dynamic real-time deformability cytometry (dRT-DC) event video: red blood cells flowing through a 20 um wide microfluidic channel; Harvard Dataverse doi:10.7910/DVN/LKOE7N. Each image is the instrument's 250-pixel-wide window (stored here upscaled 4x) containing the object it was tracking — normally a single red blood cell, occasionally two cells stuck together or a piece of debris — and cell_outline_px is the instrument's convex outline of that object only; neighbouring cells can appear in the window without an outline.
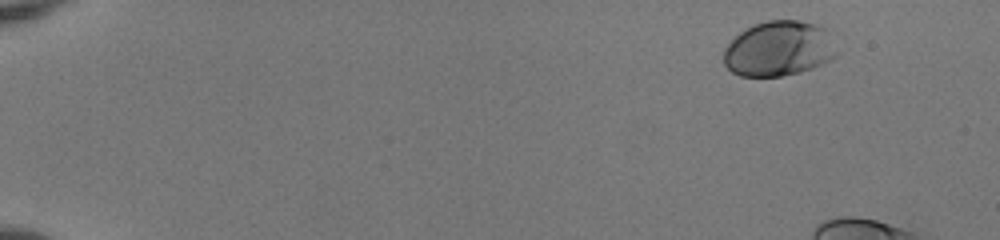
{"species": "human", "species_latin": "Homo sapiens", "temperature_condition": "room temperature", "stored_images_in_passage": 12, "camera_frame_rate_fps": 3000, "um_per_image_px": 0.085, "donor": {"sex": "female"}, "frame": {"image": 1, "passage_image": 1, "time_ms": 0.0, "image_size_px": [1000, 240], "cell_outline_px": [[840, 52], [832, 60], [812, 68], [800, 72], [780, 76], [740, 76], [732, 72], [724, 64], [724, 48], [740, 32], [752, 24], [768, 20], [796, 20], [812, 24], [824, 28]], "centroid_in_image_um": [66.2, 4.15], "position_along_channel_um": 18.8, "area_um2": 36.36}}